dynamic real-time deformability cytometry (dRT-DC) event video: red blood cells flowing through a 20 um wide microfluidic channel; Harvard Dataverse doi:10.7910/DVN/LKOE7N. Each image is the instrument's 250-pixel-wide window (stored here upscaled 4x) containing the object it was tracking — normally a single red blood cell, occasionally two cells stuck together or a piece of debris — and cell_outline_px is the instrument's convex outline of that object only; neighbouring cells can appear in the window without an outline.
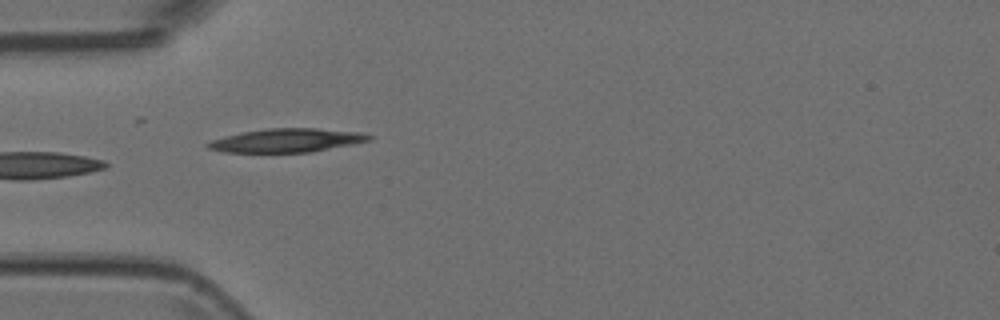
{"species": "Egyptian fruit bat (a non-hibernating species)", "species_latin": "Rousettus aegyptiacus", "temperature_condition": "room temperature", "stored_images_in_passage": 9, "camera_frame_rate_fps": 3000, "um_per_image_px": 0.085, "animal": {"sex": "female"}, "frame": {"image": 1, "passage_image": 4, "time_ms": 1.0, "image_size_px": [1000, 320], "cell_outline_px": [[376, 136], [372, 140], [312, 152], [224, 152], [208, 148], [204, 144], [212, 140], [224, 136], [244, 132], [268, 128], [316, 128], [360, 132]], "centroid_in_image_um": [24.42, 11.93], "position_along_channel_um": 60.6, "area_um2": 22.2}}
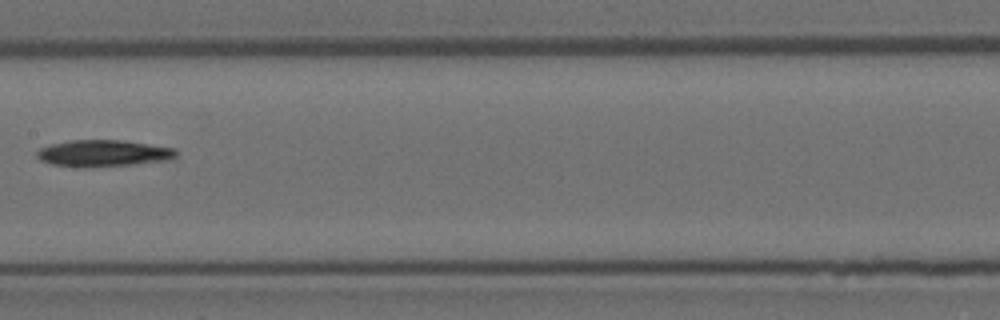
{"frame": {"image": 2, "passage_image": 7, "time_ms": 2.0, "image_size_px": [1000, 320], "cell_outline_px": [[180, 152], [176, 156], [164, 160], [132, 164], [80, 168], [52, 164], [40, 160], [36, 156], [36, 152], [40, 148], [52, 144], [72, 140], [120, 140], [176, 148]], "centroid_in_image_um": [8.76, 13.03], "position_along_channel_um": 198.6, "area_um2": 21.5}}
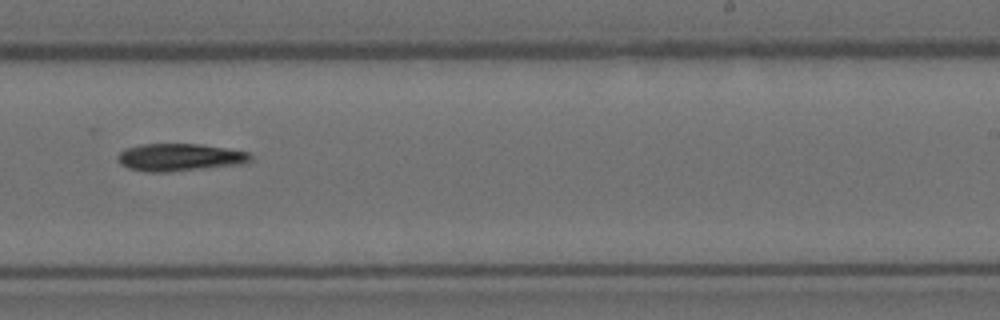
{"frame": {"image": 3, "passage_image": 9, "time_ms": 2.667, "image_size_px": [1000, 320], "cell_outline_px": [[252, 160], [240, 164], [168, 172], [144, 172], [128, 168], [120, 164], [116, 160], [116, 156], [124, 148], [140, 144], [200, 144], [228, 148], [248, 152], [252, 156]], "centroid_in_image_um": [15.21, 13.37], "position_along_channel_um": 273.8, "area_um2": 21.44}}